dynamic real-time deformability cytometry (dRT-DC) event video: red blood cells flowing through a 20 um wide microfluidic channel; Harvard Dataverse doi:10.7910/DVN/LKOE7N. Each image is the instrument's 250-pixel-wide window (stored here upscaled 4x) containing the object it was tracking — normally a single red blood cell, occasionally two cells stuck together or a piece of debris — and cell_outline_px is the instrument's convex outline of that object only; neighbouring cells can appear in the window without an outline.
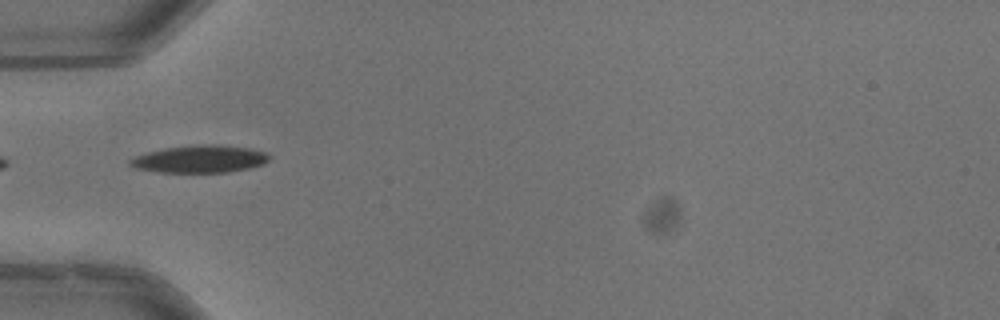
{"species": "common noctule bat (a hibernating species)", "species_latin": "Nyctalus noctula", "temperature_condition": "warm", "stored_images_in_passage": 15, "camera_frame_rate_fps": 3000, "um_per_image_px": 0.085, "animal": {"sex": "male", "body_mass_g": 13.3}, "frame": {"image": 1, "passage_image": 1, "time_ms": 0.0, "image_size_px": [1000, 320], "cell_outline_px": [[268, 160], [264, 164], [248, 168], [224, 172], [160, 172], [136, 168], [128, 164], [128, 160], [136, 156], [148, 152], [164, 148], [200, 144], [216, 144], [252, 148], [264, 152], [268, 156]], "centroid_in_image_um": [16.97, 13.51], "position_along_channel_um": 68.0, "area_um2": 22.08}}